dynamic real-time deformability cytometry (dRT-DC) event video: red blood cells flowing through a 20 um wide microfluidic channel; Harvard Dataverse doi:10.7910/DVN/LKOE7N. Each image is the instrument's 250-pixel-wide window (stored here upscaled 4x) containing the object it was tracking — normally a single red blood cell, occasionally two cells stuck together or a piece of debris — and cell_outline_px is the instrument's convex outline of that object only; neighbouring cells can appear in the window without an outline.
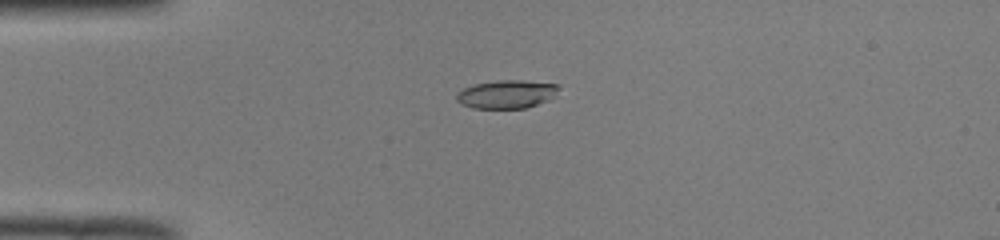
{"species": "common noctule bat (a hibernating species)", "species_latin": "Nyctalus noctula", "temperature_condition": "room temperature", "stored_images_in_passage": 39, "camera_frame_rate_fps": 3000, "um_per_image_px": 0.085, "animal": {"sex": "male", "body_mass_g": 19.0, "forearm_length_mm": 50.8}, "frame": {"image": 1, "passage_image": 1, "time_ms": 0.0, "image_size_px": [1000, 240], "cell_outline_px": [[560, 88], [556, 96], [548, 100], [524, 108], [472, 108], [460, 104], [456, 100], [456, 96], [464, 88], [472, 84], [496, 80], [520, 80], [560, 84]], "centroid_in_image_um": [43.08, 8.0], "position_along_channel_um": 41.9, "area_um2": 16.99}}
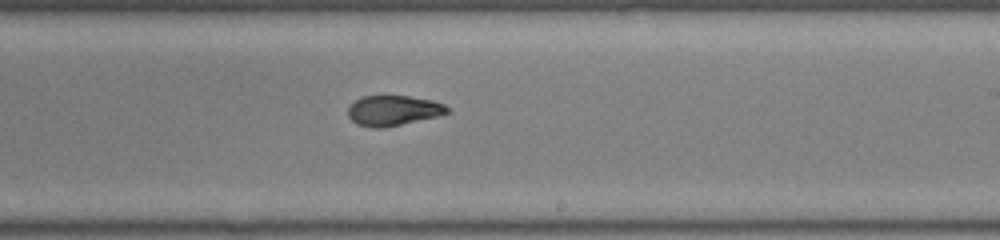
{"frame": {"image": 2, "passage_image": 19, "time_ms": 6.0, "image_size_px": [1000, 240], "cell_outline_px": [[448, 112], [436, 116], [400, 124], [380, 128], [372, 128], [356, 124], [348, 116], [348, 108], [360, 96], [408, 96], [432, 100], [444, 104], [448, 108]], "centroid_in_image_um": [33.38, 9.39], "position_along_channel_um": 255.6, "area_um2": 17.17}}
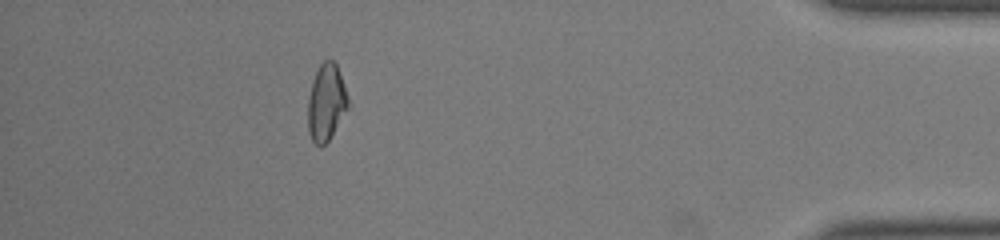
{"frame": {"image": 3, "passage_image": 34, "time_ms": 11.0, "image_size_px": [1000, 240], "cell_outline_px": [[348, 108], [328, 140], [324, 144], [316, 144], [312, 140], [308, 132], [308, 100], [312, 80], [320, 64], [324, 60], [332, 60], [336, 64], [348, 96]], "centroid_in_image_um": [27.72, 8.69], "position_along_channel_um": 407.5, "area_um2": 17.63}, "authors_computed_cell_mechanics": {"area_um2": 17.5134, "velocity_mm_per_s": 4.0121, "shape_relaxation_time_tau1_ms": 8.9435, "shape_relaxation_time_tau2_ms": 1.598, "deformation_change_tau1": 0.2611, "deformation_change_tau2": 0.0773}}